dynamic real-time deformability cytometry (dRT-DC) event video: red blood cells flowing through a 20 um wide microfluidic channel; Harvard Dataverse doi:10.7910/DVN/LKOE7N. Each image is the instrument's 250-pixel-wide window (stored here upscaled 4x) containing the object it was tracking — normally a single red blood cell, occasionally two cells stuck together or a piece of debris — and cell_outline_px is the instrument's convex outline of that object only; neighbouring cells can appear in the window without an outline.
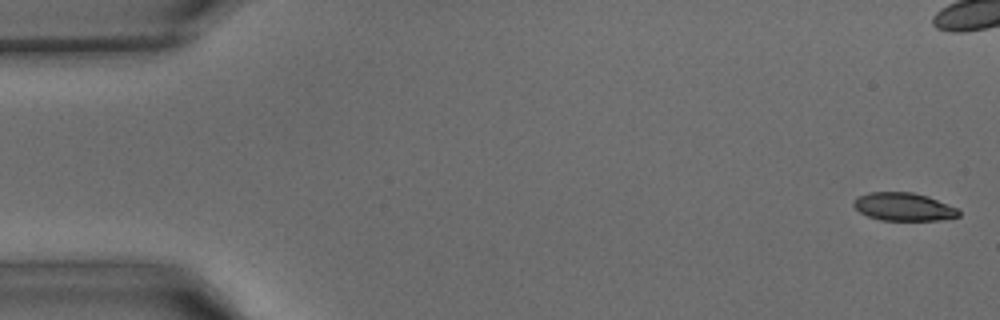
{"species": "common noctule bat (a hibernating species)", "species_latin": "Nyctalus noctula", "temperature_condition": "warm", "stored_images_in_passage": 43, "camera_frame_rate_fps": 3000, "um_per_image_px": 0.085, "animal": {"sex": "male", "body_mass_g": 15.6}, "frame": {"image": 1, "passage_image": 1, "time_ms": 0.0, "image_size_px": [1000, 320], "cell_outline_px": [[960, 216], [940, 220], [880, 220], [868, 216], [860, 212], [852, 204], [852, 200], [856, 196], [868, 192], [912, 192], [928, 196], [956, 208], [960, 212]], "centroid_in_image_um": [76.76, 17.57], "position_along_channel_um": 8.2, "area_um2": 17.22}}
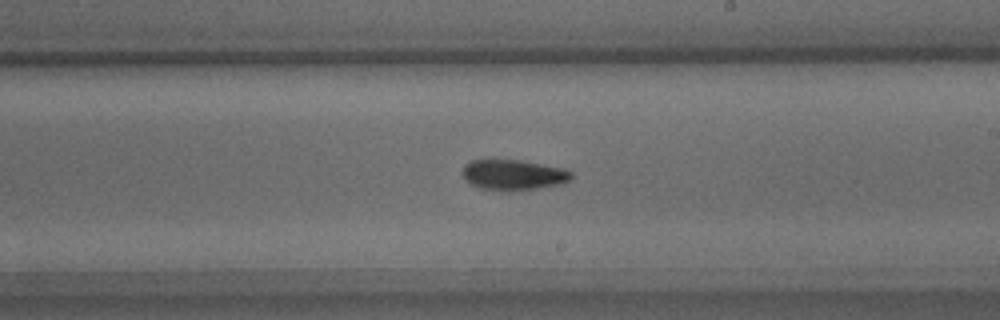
{"frame": {"image": 2, "passage_image": 24, "time_ms": 7.667, "image_size_px": [1000, 320], "cell_outline_px": [[572, 176], [568, 180], [556, 184], [536, 188], [480, 188], [464, 180], [460, 172], [464, 164], [472, 160], [520, 160], [564, 168], [572, 172]], "centroid_in_image_um": [43.57, 14.81], "position_along_channel_um": 245.4, "area_um2": 18.55}}
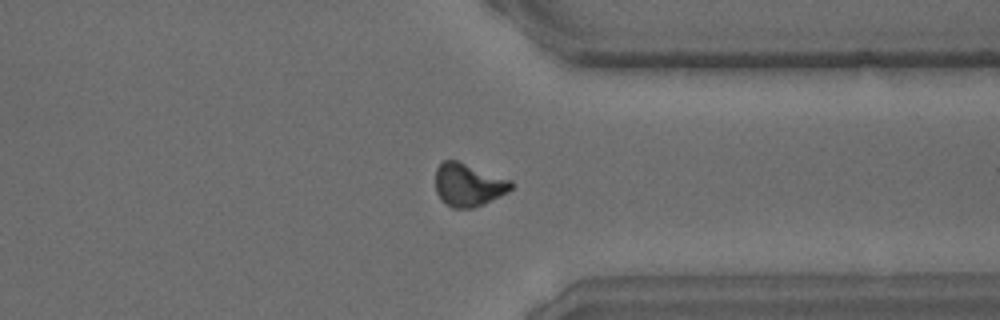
{"frame": {"image": 3, "passage_image": 32, "time_ms": 10.333, "image_size_px": [1000, 320], "cell_outline_px": [[512, 188], [508, 192], [500, 196], [472, 208], [452, 208], [444, 204], [440, 200], [436, 192], [436, 168], [444, 160], [456, 160], [512, 180]], "centroid_in_image_um": [39.79, 15.72], "position_along_channel_um": 371.6, "area_um2": 18.9}}